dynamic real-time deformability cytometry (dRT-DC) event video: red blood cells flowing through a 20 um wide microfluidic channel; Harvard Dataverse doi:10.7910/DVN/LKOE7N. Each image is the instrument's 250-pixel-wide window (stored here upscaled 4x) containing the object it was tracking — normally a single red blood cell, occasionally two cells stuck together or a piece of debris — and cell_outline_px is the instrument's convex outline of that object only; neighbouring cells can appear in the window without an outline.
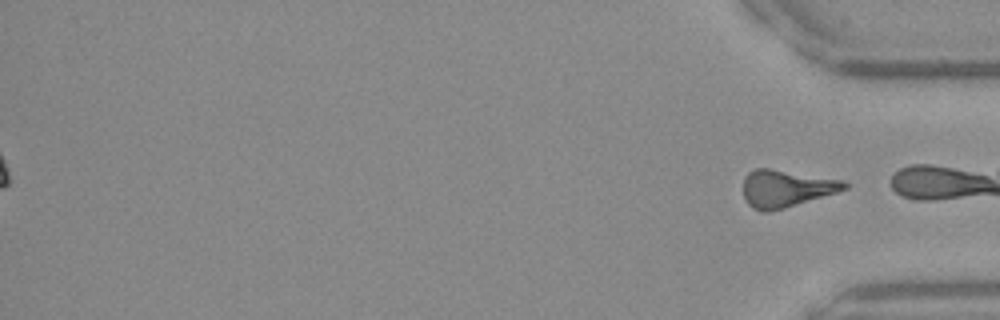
{"species": "Egyptian fruit bat (a non-hibernating species)", "species_latin": "Rousettus aegyptiacus", "temperature_condition": "warm", "stored_images_in_passage": 44, "segment_of_instrument_passage": [2, 2], "camera_frame_rate_fps": 3000, "um_per_image_px": 0.085, "frame": {"image": 1, "passage_image": 44, "time_ms": 14.333, "image_size_px": [1000, 320], "cell_outline_px": [[848, 188], [836, 192], [784, 208], [768, 212], [760, 212], [752, 208], [748, 204], [744, 196], [744, 176], [748, 172], [756, 168], [768, 168], [844, 180], [848, 184]], "centroid_in_image_um": [66.79, 16.02], "position_along_channel_um": 368.4, "area_um2": 21.79}}